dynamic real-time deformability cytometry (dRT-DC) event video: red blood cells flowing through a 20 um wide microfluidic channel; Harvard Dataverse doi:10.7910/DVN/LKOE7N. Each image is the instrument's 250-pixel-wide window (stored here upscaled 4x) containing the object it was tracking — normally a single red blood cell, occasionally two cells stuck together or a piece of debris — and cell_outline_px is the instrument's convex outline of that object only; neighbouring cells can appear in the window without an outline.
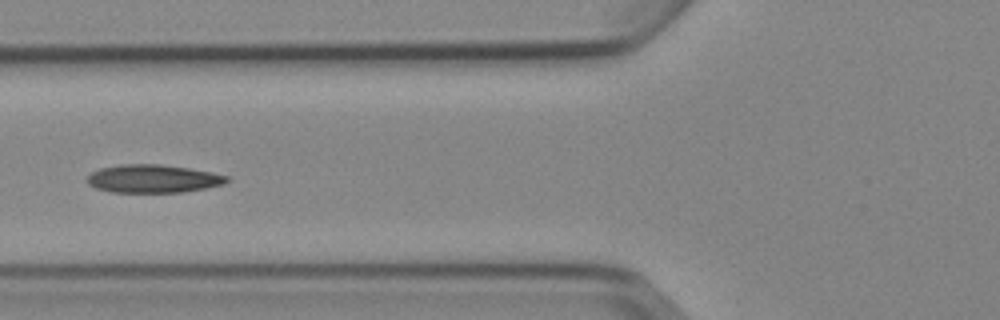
{"species": "Egyptian fruit bat (a non-hibernating species)", "species_latin": "Rousettus aegyptiacus", "temperature_condition": "cold", "stored_images_in_passage": 6, "camera_frame_rate_fps": 3000, "um_per_image_px": 0.085, "animal": {"sex": "female"}, "frame": {"image": 1, "passage_image": 6, "time_ms": 6.0, "image_size_px": [1000, 320], "cell_outline_px": [[232, 180], [224, 184], [184, 192], [112, 192], [96, 188], [88, 184], [84, 180], [92, 172], [100, 168], [120, 164], [160, 164], [188, 168], [212, 172], [228, 176]], "centroid_in_image_um": [13.01, 15.18], "position_along_channel_um": 112.8, "area_um2": 23.0}}